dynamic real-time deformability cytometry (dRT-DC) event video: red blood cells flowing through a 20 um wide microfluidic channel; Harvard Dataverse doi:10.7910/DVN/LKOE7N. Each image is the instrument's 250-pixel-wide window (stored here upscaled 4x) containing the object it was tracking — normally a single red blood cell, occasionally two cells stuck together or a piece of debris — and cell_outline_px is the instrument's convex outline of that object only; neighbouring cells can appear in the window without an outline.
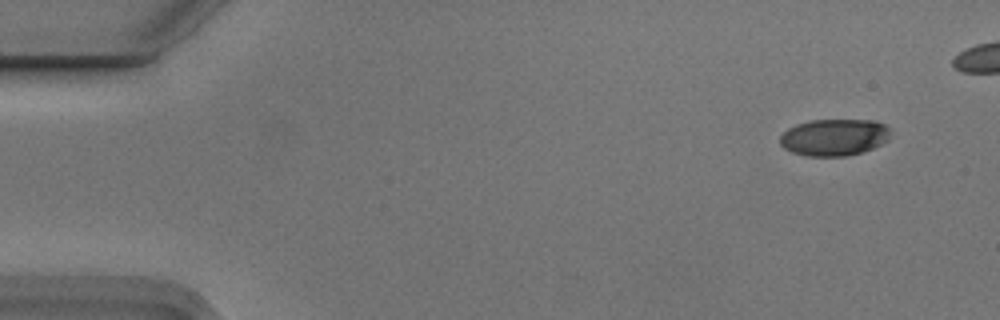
{"species": "Egyptian fruit bat (a non-hibernating species)", "species_latin": "Rousettus aegyptiacus", "temperature_condition": "cold", "stored_images_in_passage": 5, "camera_frame_rate_fps": 3000, "um_per_image_px": 0.085, "animal": {"sex": "male"}, "frame": {"image": 1, "passage_image": 1, "time_ms": 0.0, "image_size_px": [1000, 320], "cell_outline_px": [[892, 128], [888, 140], [872, 148], [860, 152], [844, 156], [808, 156], [792, 152], [784, 148], [780, 144], [780, 136], [788, 128], [796, 124], [808, 120], [872, 120], [884, 124]], "centroid_in_image_um": [70.9, 11.66], "position_along_channel_um": 14.1, "area_um2": 23.76}}